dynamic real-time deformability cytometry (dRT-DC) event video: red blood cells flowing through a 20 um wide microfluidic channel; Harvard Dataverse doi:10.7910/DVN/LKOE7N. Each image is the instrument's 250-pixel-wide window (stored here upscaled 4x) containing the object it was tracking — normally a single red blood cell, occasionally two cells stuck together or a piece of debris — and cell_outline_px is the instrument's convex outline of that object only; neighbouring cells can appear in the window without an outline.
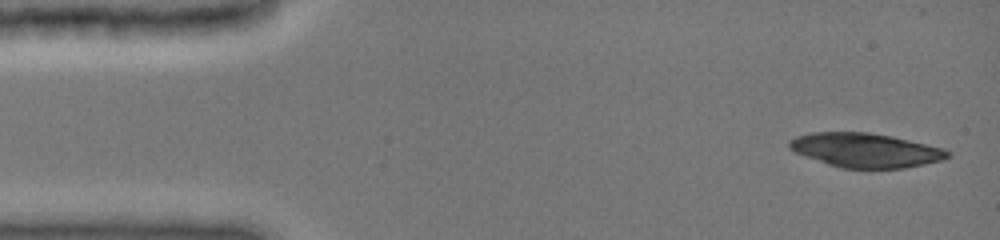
{"species": "common noctule bat (a hibernating species)", "species_latin": "Nyctalus noctula", "temperature_condition": "cold", "stored_images_in_passage": 7, "camera_frame_rate_fps": 3000, "um_per_image_px": 0.085, "animal": {"sex": "female", "body_mass_g": 19.0, "forearm_length_mm": 51.5}, "frame": {"image": 1, "passage_image": 1, "time_ms": 0.0, "image_size_px": [1000, 240], "cell_outline_px": [[952, 156], [944, 160], [904, 168], [840, 168], [804, 156], [788, 148], [788, 140], [796, 136], [812, 132], [868, 132], [892, 136], [944, 148], [952, 152]], "centroid_in_image_um": [73.59, 12.76], "position_along_channel_um": 11.4, "area_um2": 31.79}}